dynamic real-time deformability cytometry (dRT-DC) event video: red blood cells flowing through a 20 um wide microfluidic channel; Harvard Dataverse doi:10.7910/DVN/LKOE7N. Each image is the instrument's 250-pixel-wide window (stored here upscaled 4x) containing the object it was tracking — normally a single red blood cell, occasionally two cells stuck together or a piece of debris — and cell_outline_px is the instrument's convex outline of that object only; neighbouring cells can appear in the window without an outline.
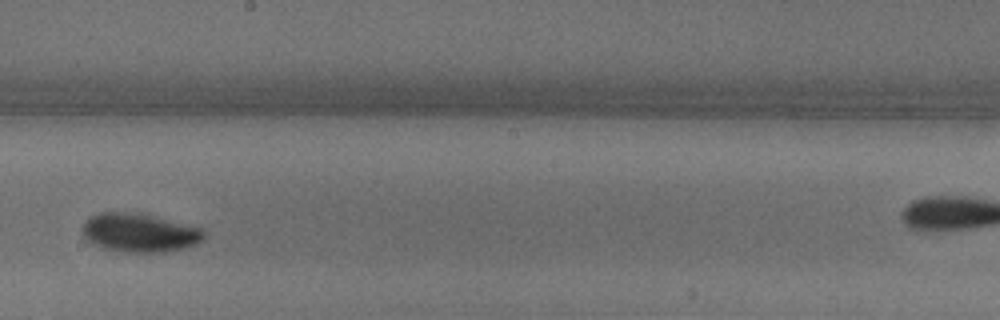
{"species": "common noctule bat (a hibernating species)", "species_latin": "Nyctalus noctula", "temperature_condition": "warm", "stored_images_in_passage": 28, "camera_frame_rate_fps": 3000, "um_per_image_px": 0.085, "animal": {"sex": "male", "body_mass_g": 18.8}, "frame": {"image": 1, "passage_image": 13, "time_ms": 4.0, "image_size_px": [1000, 320], "cell_outline_px": [[204, 236], [196, 244], [184, 248], [164, 252], [128, 252], [104, 248], [92, 244], [84, 236], [80, 228], [84, 220], [100, 212], [128, 212], [152, 216], [204, 228]], "centroid_in_image_um": [11.82, 19.78], "position_along_channel_um": 236.4, "area_um2": 27.28}}
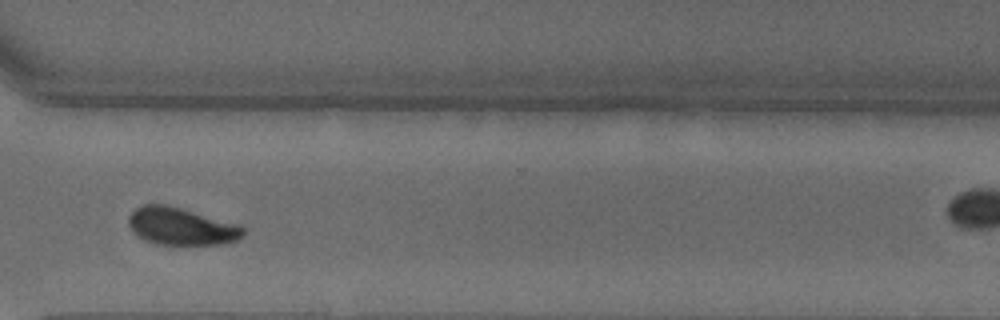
{"frame": {"image": 2, "passage_image": 20, "time_ms": 6.333, "image_size_px": [1000, 320], "cell_outline_px": [[244, 236], [236, 240], [224, 244], [156, 244], [144, 240], [136, 236], [128, 224], [128, 216], [136, 208], [144, 204], [164, 204], [244, 224]], "centroid_in_image_um": [15.44, 19.24], "position_along_channel_um": 355.2, "area_um2": 25.32}}